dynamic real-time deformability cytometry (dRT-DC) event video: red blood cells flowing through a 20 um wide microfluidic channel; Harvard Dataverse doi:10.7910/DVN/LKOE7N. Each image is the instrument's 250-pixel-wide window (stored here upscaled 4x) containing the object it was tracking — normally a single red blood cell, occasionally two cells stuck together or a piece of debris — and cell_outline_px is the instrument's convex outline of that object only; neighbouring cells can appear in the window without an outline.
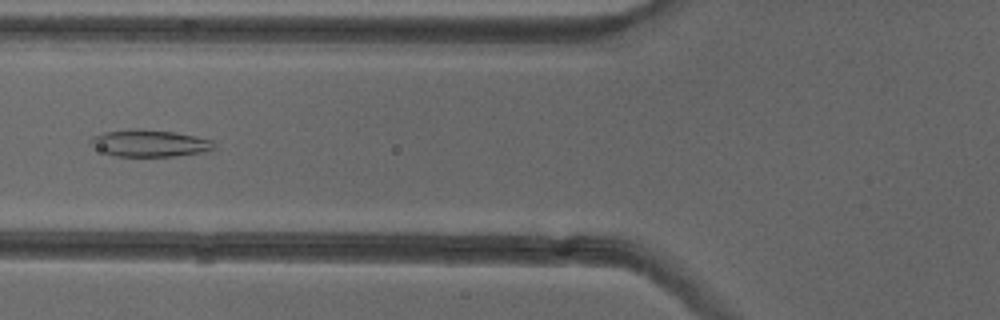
{"species": "common noctule bat (a hibernating species)", "species_latin": "Nyctalus noctula", "temperature_condition": "cold", "stored_images_in_passage": 23, "camera_frame_rate_fps": 3000, "um_per_image_px": 0.085, "animal": {"sex": "female"}, "frame": {"image": 1, "passage_image": 7, "time_ms": 2.0, "image_size_px": [1000, 320], "cell_outline_px": [[216, 148], [204, 152], [172, 156], [116, 156], [104, 152], [88, 144], [88, 140], [92, 136], [104, 132], [128, 128], [140, 128], [176, 132], [196, 136], [212, 140], [216, 144]], "centroid_in_image_um": [12.7, 12.15], "position_along_channel_um": 113.1, "area_um2": 19.71}}
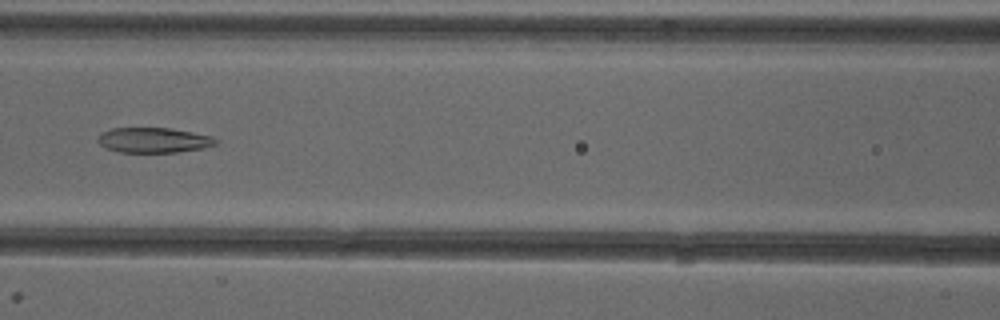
{"frame": {"image": 2, "passage_image": 10, "time_ms": 3.0, "image_size_px": [1000, 320], "cell_outline_px": [[216, 144], [204, 148], [176, 152], [120, 152], [108, 148], [100, 144], [96, 140], [100, 132], [112, 128], [172, 128], [212, 136], [216, 140]], "centroid_in_image_um": [13.04, 11.9], "position_along_channel_um": 153.6, "area_um2": 17.22}}